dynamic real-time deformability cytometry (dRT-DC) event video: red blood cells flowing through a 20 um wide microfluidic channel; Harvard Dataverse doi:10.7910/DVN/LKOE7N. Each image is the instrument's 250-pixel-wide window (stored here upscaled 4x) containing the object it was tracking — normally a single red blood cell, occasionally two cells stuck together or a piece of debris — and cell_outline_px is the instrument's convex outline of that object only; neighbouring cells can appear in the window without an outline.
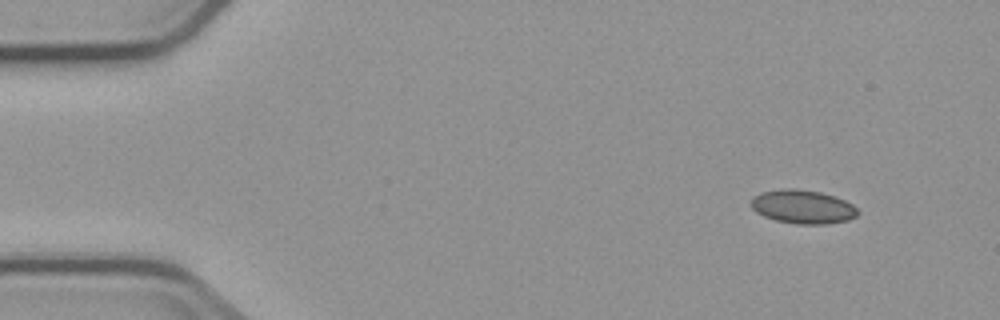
{"species": "common noctule bat (a hibernating species)", "species_latin": "Nyctalus noctula", "temperature_condition": "cold", "stored_images_in_passage": 4, "camera_frame_rate_fps": 3000, "um_per_image_px": 0.085, "animal": {"sex": "male", "body_mass_g": 23.1, "forearm_length_mm": 52.7}, "frame": {"image": 1, "passage_image": 1, "time_ms": 0.0, "image_size_px": [1000, 320], "cell_outline_px": [[860, 212], [856, 216], [848, 220], [824, 224], [796, 224], [776, 220], [764, 216], [756, 212], [752, 208], [752, 196], [760, 192], [780, 188], [796, 188], [820, 192], [836, 196], [852, 204]], "centroid_in_image_um": [68.23, 17.56], "position_along_channel_um": 16.8, "area_um2": 21.1}}
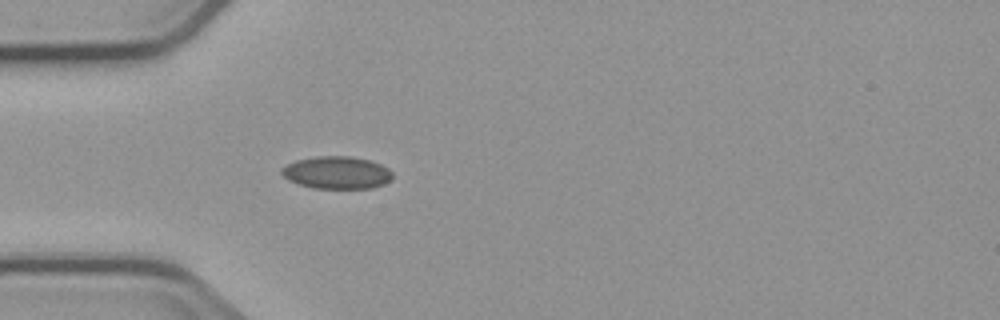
{"frame": {"image": 2, "passage_image": 4, "time_ms": 3.667, "image_size_px": [1000, 320], "cell_outline_px": [[392, 176], [384, 184], [372, 188], [312, 188], [288, 180], [280, 172], [280, 168], [296, 160], [316, 156], [348, 156], [368, 160], [380, 164], [388, 168], [392, 172]], "centroid_in_image_um": [28.6, 14.67], "position_along_channel_um": 56.4, "area_um2": 20.87}}